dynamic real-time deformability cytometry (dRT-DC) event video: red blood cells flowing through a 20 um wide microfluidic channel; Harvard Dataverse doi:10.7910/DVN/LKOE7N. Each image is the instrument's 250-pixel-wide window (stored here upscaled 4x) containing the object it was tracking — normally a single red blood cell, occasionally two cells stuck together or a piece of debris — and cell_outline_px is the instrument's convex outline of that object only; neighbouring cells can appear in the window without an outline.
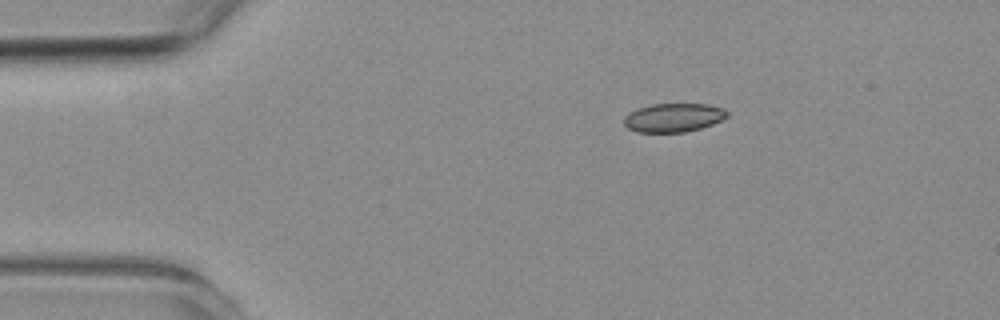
{"species": "common noctule bat (a hibernating species)", "species_latin": "Nyctalus noctula", "temperature_condition": "room temperature", "stored_images_in_passage": 49, "camera_frame_rate_fps": 3000, "um_per_image_px": 0.085, "animal": {"sex": "female", "body_mass_g": 19.3, "forearm_length_mm": 54.1}, "frame": {"image": 1, "passage_image": 1, "time_ms": 0.0, "image_size_px": [1000, 320], "cell_outline_px": [[728, 116], [712, 124], [700, 128], [684, 132], [636, 132], [628, 128], [624, 124], [624, 116], [636, 108], [652, 104], [708, 104], [724, 108], [728, 112]], "centroid_in_image_um": [57.23, 9.99], "position_along_channel_um": 27.8, "area_um2": 17.28}}
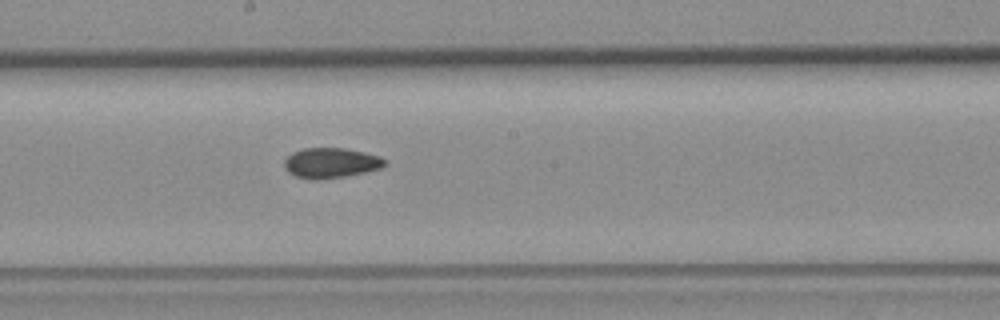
{"frame": {"image": 2, "passage_image": 22, "time_ms": 7.0, "image_size_px": [1000, 320], "cell_outline_px": [[388, 164], [380, 168], [348, 176], [320, 180], [308, 180], [296, 176], [288, 172], [284, 168], [284, 160], [292, 152], [304, 148], [344, 148], [364, 152], [380, 156]], "centroid_in_image_um": [28.1, 13.86], "position_along_channel_um": 220.1, "area_um2": 17.86}}
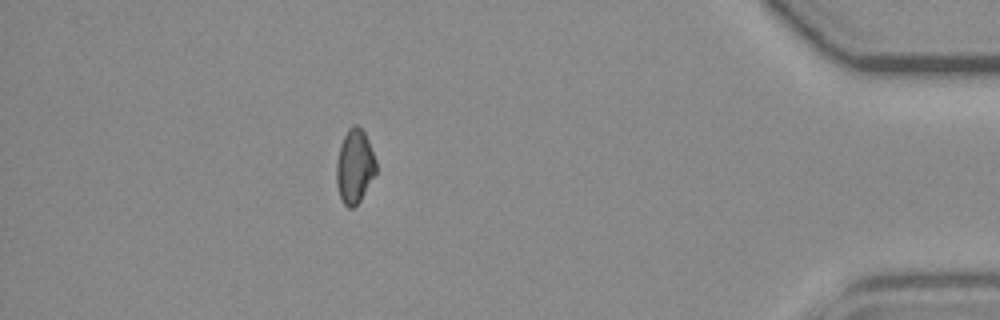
{"frame": {"image": 3, "passage_image": 42, "time_ms": 13.667, "image_size_px": [1000, 320], "cell_outline_px": [[376, 172], [360, 200], [352, 208], [348, 208], [344, 204], [340, 196], [336, 184], [336, 160], [340, 144], [348, 128], [352, 124], [356, 124], [364, 132], [368, 140], [376, 160]], "centroid_in_image_um": [30.12, 14.11], "position_along_channel_um": 405.1, "area_um2": 17.05}, "authors_computed_cell_mechanics": {"area_um2": 17.5134, "velocity_mm_per_s": 3.5648, "shape_relaxation_time_tau1_ms": null, "shape_relaxation_time_tau2_ms": 5.7997, "deformation_change_tau1": null, "deformation_change_tau2": 0.0791}}